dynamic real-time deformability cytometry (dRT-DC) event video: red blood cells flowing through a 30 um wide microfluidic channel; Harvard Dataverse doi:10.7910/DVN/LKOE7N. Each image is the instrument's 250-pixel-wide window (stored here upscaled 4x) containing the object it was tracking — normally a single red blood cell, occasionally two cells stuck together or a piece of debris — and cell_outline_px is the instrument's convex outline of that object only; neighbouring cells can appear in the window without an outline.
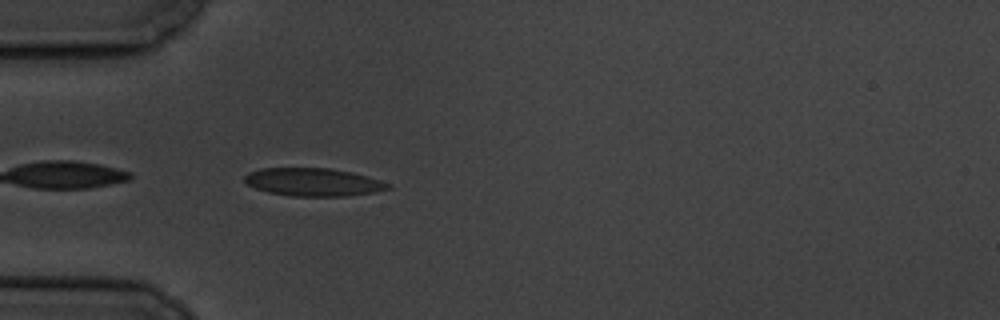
{"species": "common noctule bat (a hibernating species)", "species_latin": "Nyctalus noctula", "temperature_condition": "cold", "stored_images_in_passage": 4, "camera_frame_rate_fps": 3000, "um_per_image_px": 0.085, "animal": {"sex": "male", "body_mass_g": 19.5, "forearm_length_mm": 54.6}, "frame": {"image": 1, "passage_image": 4, "time_ms": 4.333, "image_size_px": [1000, 320], "cell_outline_px": [[392, 188], [376, 192], [348, 196], [292, 196], [268, 192], [256, 188], [248, 184], [244, 180], [244, 176], [248, 172], [260, 168], [332, 168], [352, 172], [368, 176], [380, 180], [388, 184]], "centroid_in_image_um": [26.64, 15.47], "position_along_channel_um": 58.4, "area_um2": 23.47}}